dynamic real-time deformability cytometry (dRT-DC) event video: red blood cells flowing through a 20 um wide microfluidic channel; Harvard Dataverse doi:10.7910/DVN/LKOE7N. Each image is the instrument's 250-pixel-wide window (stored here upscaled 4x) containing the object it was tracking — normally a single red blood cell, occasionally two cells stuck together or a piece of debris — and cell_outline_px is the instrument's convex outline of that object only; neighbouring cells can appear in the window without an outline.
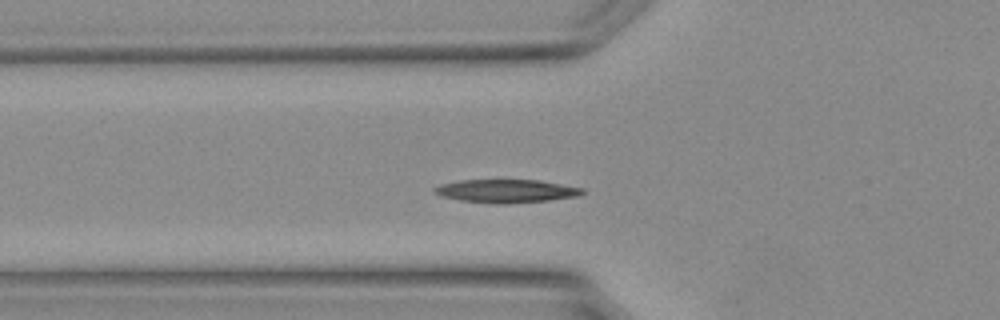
{"species": "Egyptian fruit bat (a non-hibernating species)", "species_latin": "Rousettus aegyptiacus", "temperature_condition": "warm", "stored_images_in_passage": 34, "camera_frame_rate_fps": 3000, "um_per_image_px": 0.085, "animal": {"sex": "female"}, "frame": {"image": 1, "passage_image": 10, "time_ms": 3.0, "image_size_px": [1000, 320], "cell_outline_px": [[584, 192], [576, 196], [548, 200], [504, 204], [496, 204], [460, 200], [440, 196], [432, 188], [440, 184], [460, 180], [540, 180], [584, 188]], "centroid_in_image_um": [43.01, 16.23], "position_along_channel_um": 82.8, "area_um2": 19.94}}
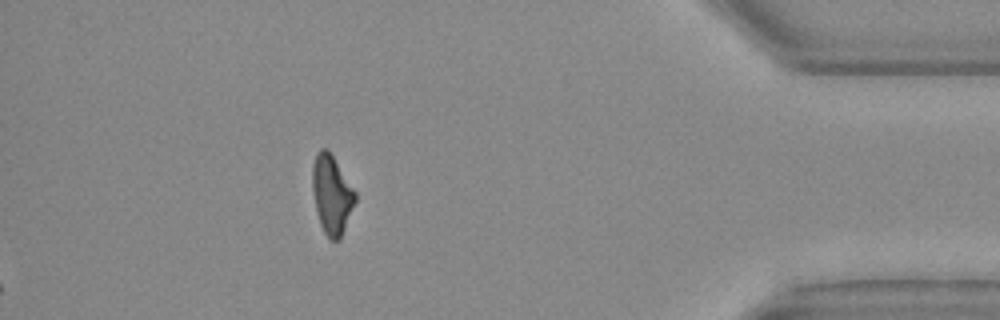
{"frame": {"image": 2, "passage_image": 34, "time_ms": 11.0, "image_size_px": [1000, 320], "cell_outline_px": [[356, 200], [340, 240], [332, 240], [324, 232], [320, 224], [316, 208], [312, 188], [312, 164], [316, 152], [320, 148], [328, 148], [356, 192]], "centroid_in_image_um": [28.19, 16.5], "position_along_channel_um": 407.0, "area_um2": 19.65}}